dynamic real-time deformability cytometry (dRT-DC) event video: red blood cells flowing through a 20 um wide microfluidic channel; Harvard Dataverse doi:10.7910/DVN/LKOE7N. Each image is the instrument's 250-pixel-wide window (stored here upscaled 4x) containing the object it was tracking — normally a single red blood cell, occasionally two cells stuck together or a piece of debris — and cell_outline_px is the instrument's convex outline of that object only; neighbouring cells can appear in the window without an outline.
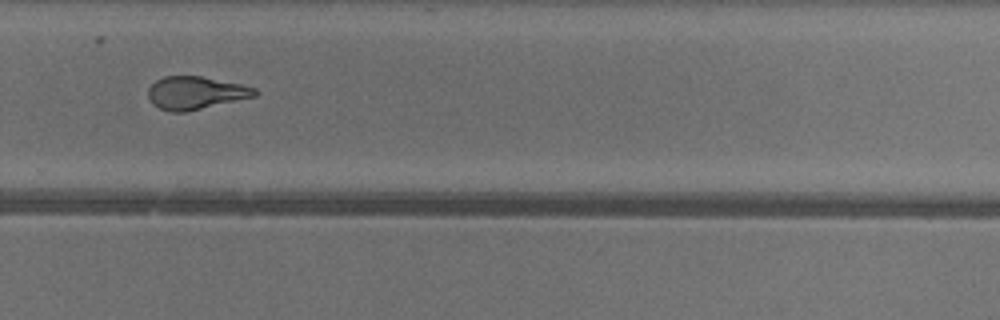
{"species": "common noctule bat (a hibernating species)", "species_latin": "Nyctalus noctula", "temperature_condition": "warm", "stored_images_in_passage": 47, "camera_frame_rate_fps": 3000, "um_per_image_px": 0.085, "animal": {"sex": "female"}, "frame": {"image": 1, "passage_image": 34, "time_ms": 11.0, "image_size_px": [1000, 320], "cell_outline_px": [[260, 92], [256, 96], [184, 112], [168, 112], [152, 104], [148, 96], [148, 88], [156, 80], [164, 76], [200, 76], [240, 84], [256, 88]], "centroid_in_image_um": [16.61, 7.89], "position_along_channel_um": 313.2, "area_um2": 20.35}, "authors_computed_cell_mechanics": {"area_um2": 21.6172, "velocity_mm_per_s": 4.0333, "shape_relaxation_time_tau1_ms": 7.0571, "shape_relaxation_time_tau2_ms": 1.7365, "deformation_change_tau1": 0.2246, "deformation_change_tau2": 0.0972}}